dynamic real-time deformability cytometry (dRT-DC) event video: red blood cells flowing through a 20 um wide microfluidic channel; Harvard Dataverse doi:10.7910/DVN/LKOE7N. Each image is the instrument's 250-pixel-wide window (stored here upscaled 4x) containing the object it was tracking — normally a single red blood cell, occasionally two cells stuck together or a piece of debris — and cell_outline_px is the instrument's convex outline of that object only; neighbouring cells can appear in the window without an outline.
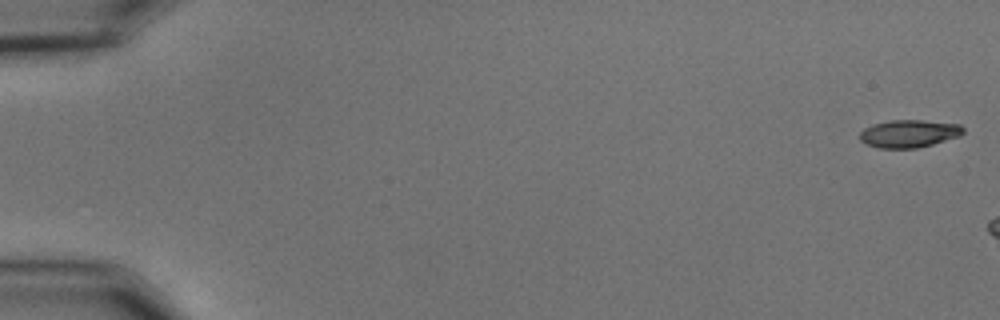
{"species": "common noctule bat (a hibernating species)", "species_latin": "Nyctalus noctula", "temperature_condition": "cold", "stored_images_in_passage": 7, "camera_frame_rate_fps": 3000, "um_per_image_px": 0.085, "animal": {"sex": "male", "body_mass_g": 15.6}, "frame": {"image": 1, "passage_image": 1, "time_ms": 0.0, "image_size_px": [1000, 320], "cell_outline_px": [[964, 132], [960, 136], [932, 144], [916, 148], [880, 148], [868, 144], [860, 140], [860, 132], [864, 128], [872, 124], [892, 120], [920, 120], [960, 124], [964, 128]], "centroid_in_image_um": [77.27, 11.35], "position_along_channel_um": 7.7, "area_um2": 16.59}}